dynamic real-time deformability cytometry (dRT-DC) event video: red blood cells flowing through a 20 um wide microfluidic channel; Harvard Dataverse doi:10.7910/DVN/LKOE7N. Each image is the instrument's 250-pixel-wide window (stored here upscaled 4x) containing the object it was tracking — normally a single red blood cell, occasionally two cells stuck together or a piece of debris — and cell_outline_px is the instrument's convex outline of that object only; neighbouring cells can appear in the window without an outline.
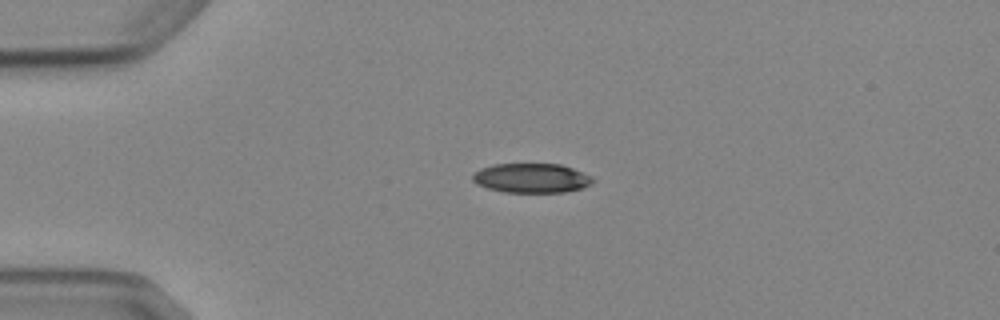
{"species": "Egyptian fruit bat (a non-hibernating species)", "species_latin": "Rousettus aegyptiacus", "temperature_condition": "cold", "stored_images_in_passage": 2, "camera_frame_rate_fps": 3000, "um_per_image_px": 0.085, "animal": {"sex": "female"}, "frame": {"image": 1, "passage_image": 1, "time_ms": 0.0, "image_size_px": [1000, 320], "cell_outline_px": [[596, 180], [592, 184], [580, 188], [564, 192], [504, 192], [488, 188], [476, 184], [472, 180], [472, 176], [480, 168], [492, 164], [560, 164], [584, 172], [592, 176]], "centroid_in_image_um": [45.19, 15.13], "position_along_channel_um": 39.8, "area_um2": 20.69}}